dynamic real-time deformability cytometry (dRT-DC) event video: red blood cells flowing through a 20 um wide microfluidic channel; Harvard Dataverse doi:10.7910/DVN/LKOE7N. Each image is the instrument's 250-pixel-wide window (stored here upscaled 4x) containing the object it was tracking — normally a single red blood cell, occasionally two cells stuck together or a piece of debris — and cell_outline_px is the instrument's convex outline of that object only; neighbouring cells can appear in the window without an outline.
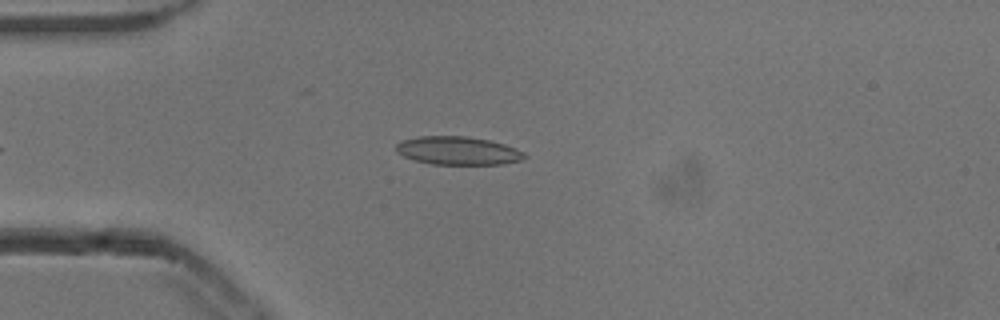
{"species": "common noctule bat (a hibernating species)", "species_latin": "Nyctalus noctula", "temperature_condition": "cold", "stored_images_in_passage": 39, "camera_frame_rate_fps": 3000, "um_per_image_px": 0.085, "animal": {"sex": "male", "body_mass_g": 13.3}, "frame": {"image": 1, "passage_image": 4, "time_ms": 1.0, "image_size_px": [1000, 320], "cell_outline_px": [[528, 156], [520, 160], [500, 164], [432, 164], [416, 160], [404, 156], [396, 152], [396, 144], [400, 140], [420, 136], [464, 136], [488, 140], [504, 144], [516, 148], [524, 152]], "centroid_in_image_um": [38.91, 12.8], "position_along_channel_um": 46.1, "area_um2": 21.04}}
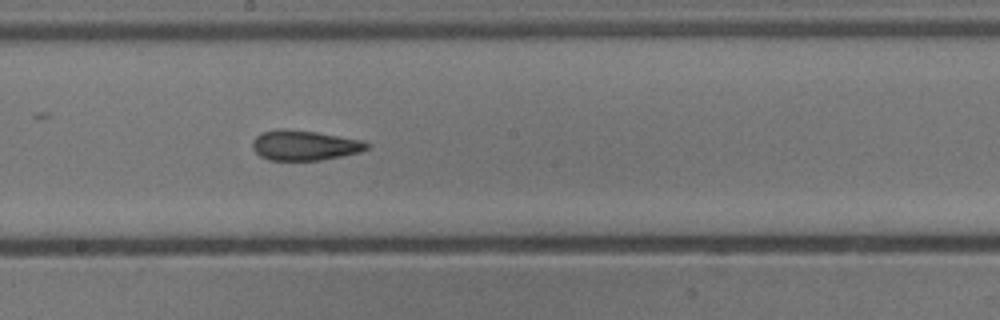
{"frame": {"image": 2, "passage_image": 19, "time_ms": 6.0, "image_size_px": [1000, 320], "cell_outline_px": [[368, 148], [360, 152], [320, 160], [268, 160], [260, 156], [252, 148], [252, 140], [260, 132], [280, 128], [316, 132], [364, 140], [368, 144]], "centroid_in_image_um": [25.85, 12.34], "position_along_channel_um": 222.4, "area_um2": 20.06}}
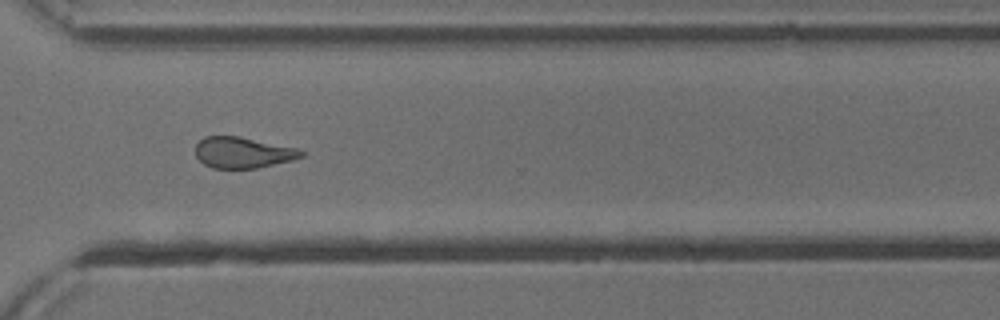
{"frame": {"image": 3, "passage_image": 29, "time_ms": 9.333, "image_size_px": [1000, 320], "cell_outline_px": [[304, 156], [292, 160], [256, 168], [212, 168], [204, 164], [196, 156], [196, 144], [204, 136], [236, 136], [300, 148], [304, 152]], "centroid_in_image_um": [20.66, 12.96], "position_along_channel_um": 349.9, "area_um2": 19.07}, "authors_computed_cell_mechanics": {"area_um2": 20.3456, "velocity_mm_per_s": 3.8463, "shape_relaxation_time_tau1_ms": null, "shape_relaxation_time_tau2_ms": 2.5351, "deformation_change_tau1": null, "deformation_change_tau2": 0.0966}}